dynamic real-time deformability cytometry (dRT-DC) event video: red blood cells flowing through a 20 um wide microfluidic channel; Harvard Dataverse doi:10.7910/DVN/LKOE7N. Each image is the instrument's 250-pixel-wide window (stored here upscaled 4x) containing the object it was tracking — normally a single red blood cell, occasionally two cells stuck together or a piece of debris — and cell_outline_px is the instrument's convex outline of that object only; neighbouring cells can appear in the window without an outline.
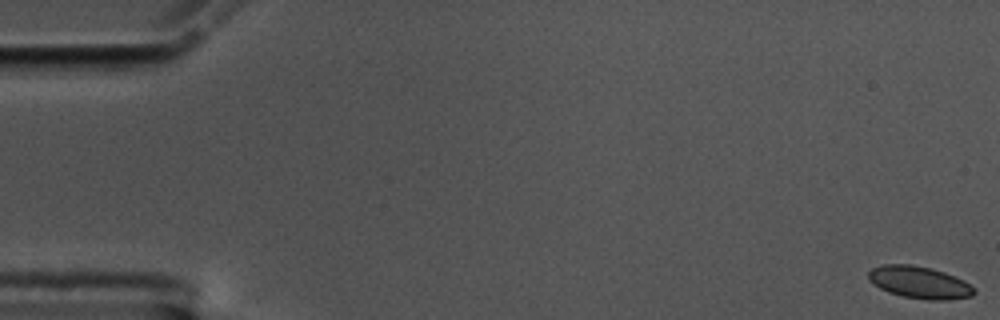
{"species": "common noctule bat (a hibernating species)", "species_latin": "Nyctalus noctula", "temperature_condition": "cold", "stored_images_in_passage": 57, "camera_frame_rate_fps": 3000, "um_per_image_px": 0.085, "animal": {"sex": "male", "body_mass_g": 17.5, "forearm_length_mm": 52.3}, "frame": {"image": 1, "passage_image": 1, "time_ms": 0.0, "image_size_px": [1000, 320], "cell_outline_px": [[976, 292], [972, 296], [948, 300], [928, 300], [904, 296], [888, 292], [872, 284], [868, 280], [868, 272], [872, 268], [884, 264], [912, 264], [932, 268], [944, 272], [964, 280], [976, 288]], "centroid_in_image_um": [78.16, 24.0], "position_along_channel_um": 6.8, "area_um2": 20.0}}
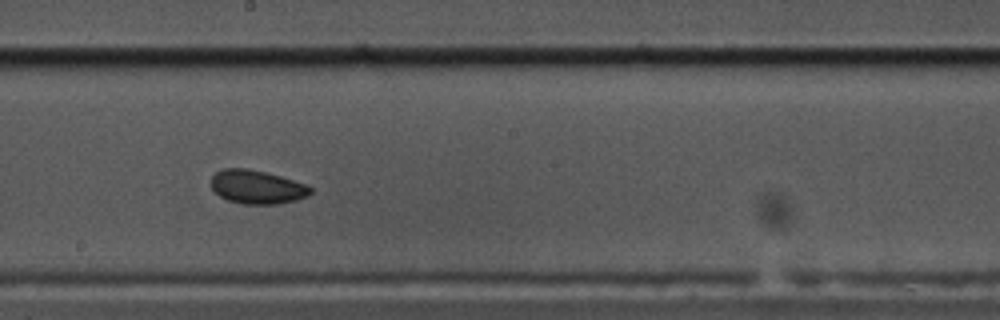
{"frame": {"image": 2, "passage_image": 32, "time_ms": 10.333, "image_size_px": [1000, 320], "cell_outline_px": [[312, 192], [308, 196], [296, 200], [280, 204], [240, 204], [228, 200], [220, 196], [212, 188], [212, 176], [216, 172], [224, 168], [248, 168], [280, 176], [308, 184], [312, 188]], "centroid_in_image_um": [21.88, 15.9], "position_along_channel_um": 226.3, "area_um2": 19.59}}
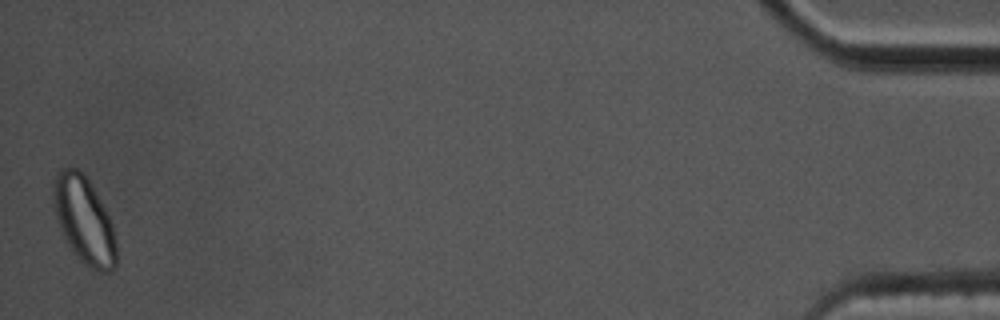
{"frame": {"image": 3, "passage_image": 57, "time_ms": 18.667, "image_size_px": [1000, 320], "cell_outline_px": [[116, 268], [112, 272], [96, 272], [80, 260], [68, 244], [60, 228], [56, 216], [52, 192], [52, 184], [56, 172], [64, 168], [76, 168], [88, 180], [104, 208], [112, 224], [116, 240]], "centroid_in_image_um": [7.15, 18.75], "position_along_channel_um": 428.1, "area_um2": 31.56}, "authors_computed_cell_mechanics": {"area_um2": 19.8832, "velocity_mm_per_s": 3.5328, "shape_relaxation_time_tau1_ms": null, "shape_relaxation_time_tau2_ms": 3.4903, "deformation_change_tau1": null, "deformation_change_tau2": 0.0716}}